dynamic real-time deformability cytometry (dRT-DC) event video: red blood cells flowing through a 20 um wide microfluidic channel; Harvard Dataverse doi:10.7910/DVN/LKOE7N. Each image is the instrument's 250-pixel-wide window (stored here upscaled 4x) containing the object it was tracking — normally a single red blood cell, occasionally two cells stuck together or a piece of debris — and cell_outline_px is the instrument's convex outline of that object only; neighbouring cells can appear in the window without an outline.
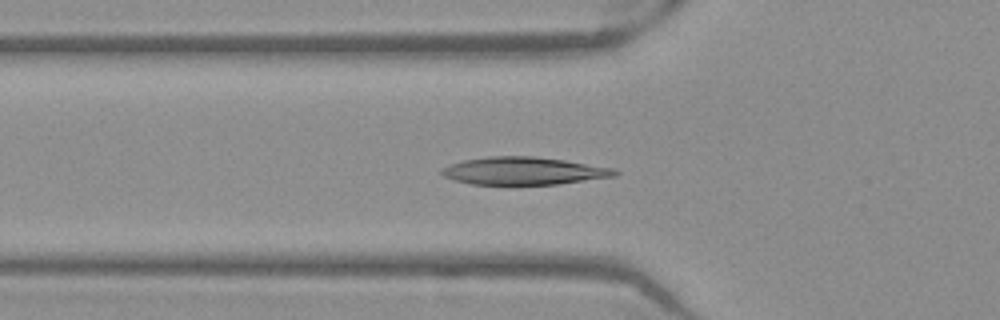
{"species": "Egyptian fruit bat (a non-hibernating species)", "species_latin": "Rousettus aegyptiacus", "temperature_condition": "warm", "stored_images_in_passage": 40, "camera_frame_rate_fps": 3000, "um_per_image_px": 0.085, "frame": {"image": 1, "passage_image": 13, "time_ms": 4.0, "image_size_px": [1000, 320], "cell_outline_px": [[620, 172], [616, 176], [556, 184], [508, 188], [472, 184], [456, 180], [444, 176], [440, 172], [440, 168], [448, 164], [464, 160], [488, 156], [532, 156], [564, 160], [612, 168]], "centroid_in_image_um": [44.44, 14.57], "position_along_channel_um": 81.4, "area_um2": 28.9}}
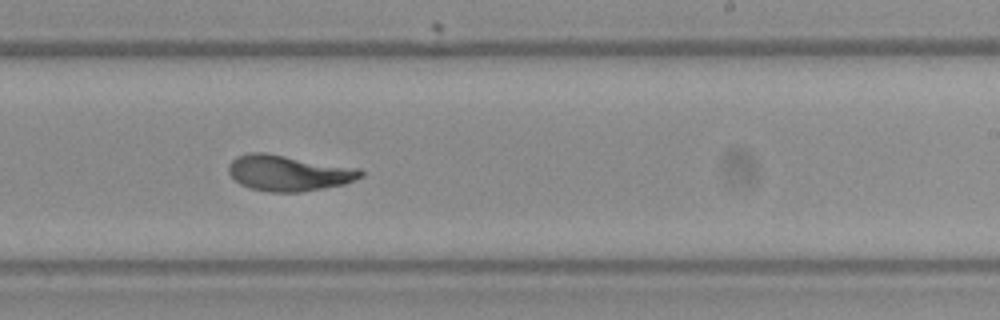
{"frame": {"image": 2, "passage_image": 27, "time_ms": 8.667, "image_size_px": [1000, 320], "cell_outline_px": [[364, 176], [344, 184], [324, 188], [300, 192], [272, 192], [252, 188], [240, 184], [228, 172], [228, 164], [236, 156], [248, 152], [264, 152], [360, 168], [364, 172]], "centroid_in_image_um": [24.54, 14.69], "position_along_channel_um": 264.5, "area_um2": 27.63}}
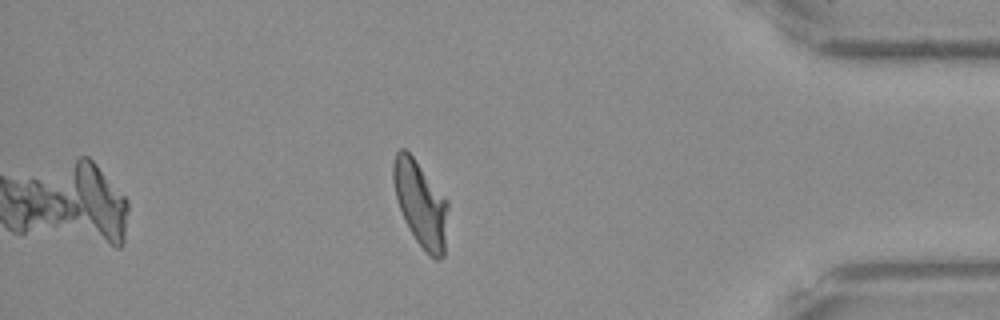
{"frame": {"image": 3, "passage_image": 40, "time_ms": 13.0, "image_size_px": [1000, 320], "cell_outline_px": [[448, 208], [444, 256], [436, 260], [432, 260], [428, 256], [416, 240], [404, 220], [396, 196], [392, 180], [392, 164], [396, 152], [400, 148], [404, 148], [412, 156], [448, 200]], "centroid_in_image_um": [35.75, 17.35], "position_along_channel_um": 399.4, "area_um2": 27.22}, "authors_computed_cell_mechanics": {"area_um2": 27.6862, "velocity_mm_per_s": 3.9129, "shape_relaxation_time_tau1_ms": 9.5045, "shape_relaxation_time_tau2_ms": 0.9073, "deformation_change_tau1": 0.2844, "deformation_change_tau2": 0.0611}}